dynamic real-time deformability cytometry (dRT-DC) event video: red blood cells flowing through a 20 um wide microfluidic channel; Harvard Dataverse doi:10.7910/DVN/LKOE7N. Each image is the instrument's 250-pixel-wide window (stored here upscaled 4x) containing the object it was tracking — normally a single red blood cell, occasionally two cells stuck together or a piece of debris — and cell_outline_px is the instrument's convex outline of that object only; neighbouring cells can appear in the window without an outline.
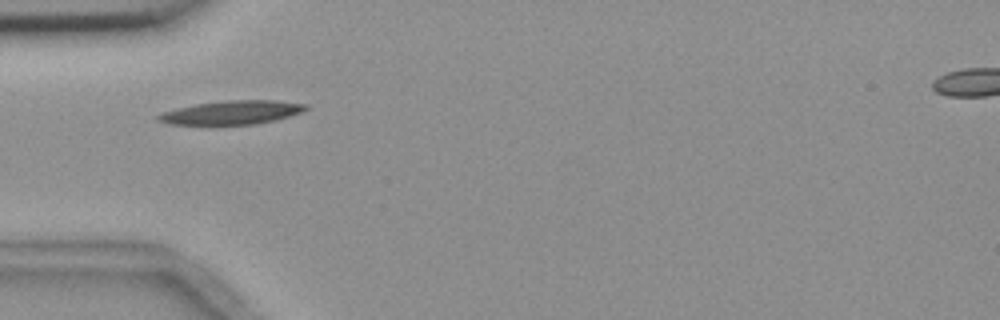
{"species": "common noctule bat (a hibernating species)", "species_latin": "Nyctalus noctula", "temperature_condition": "room temperature", "stored_images_in_passage": 14, "camera_frame_rate_fps": 3000, "um_per_image_px": 0.085, "animal": {"sex": "female", "body_mass_g": 18.4}, "frame": {"image": 1, "passage_image": 5, "time_ms": 5.667, "image_size_px": [1000, 320], "cell_outline_px": [[308, 108], [304, 112], [276, 120], [256, 124], [216, 128], [204, 128], [168, 124], [156, 120], [156, 116], [164, 112], [176, 108], [196, 104], [228, 100], [276, 100], [308, 104]], "centroid_in_image_um": [19.64, 9.63], "position_along_channel_um": 65.4, "area_um2": 21.85}}
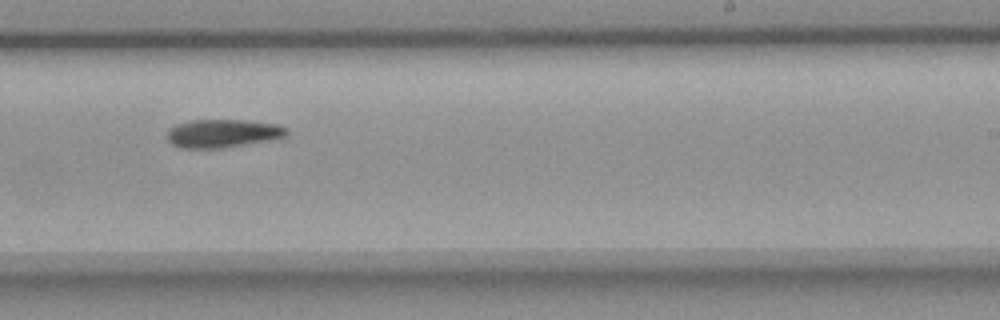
{"frame": {"image": 2, "passage_image": 10, "time_ms": 11.333, "image_size_px": [1000, 320], "cell_outline_px": [[288, 136], [268, 140], [220, 148], [180, 148], [172, 144], [168, 140], [168, 128], [176, 124], [192, 120], [244, 120], [276, 124], [288, 128]], "centroid_in_image_um": [18.92, 11.33], "position_along_channel_um": 270.1, "area_um2": 19.59}}
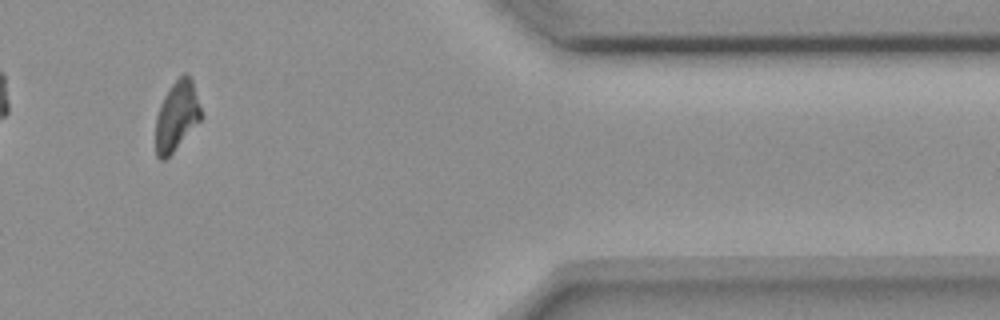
{"frame": {"image": 3, "passage_image": 13, "time_ms": 15.667, "image_size_px": [1000, 320], "cell_outline_px": [[200, 120], [172, 152], [164, 160], [160, 160], [156, 156], [156, 116], [160, 104], [164, 96], [172, 84], [184, 72], [192, 80], [200, 108]], "centroid_in_image_um": [14.99, 9.86], "position_along_channel_um": 396.4, "area_um2": 17.86}, "authors_computed_cell_mechanics": {"area_um2": 19.6809, "velocity_mm_per_s": 3.639, "shape_relaxation_time_tau1_ms": null, "shape_relaxation_time_tau2_ms": 7.4528, "deformation_change_tau1": null, "deformation_change_tau2": 0.1559}}